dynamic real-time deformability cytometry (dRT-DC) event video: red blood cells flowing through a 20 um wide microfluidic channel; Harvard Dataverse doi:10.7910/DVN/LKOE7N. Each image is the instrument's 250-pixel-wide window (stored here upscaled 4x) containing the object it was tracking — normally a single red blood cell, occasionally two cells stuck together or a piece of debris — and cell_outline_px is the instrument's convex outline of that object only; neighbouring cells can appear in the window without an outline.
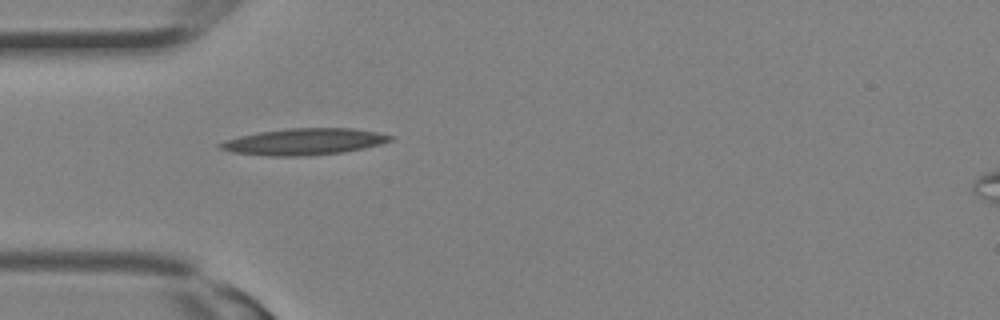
{"species": "Egyptian fruit bat (a non-hibernating species)", "species_latin": "Rousettus aegyptiacus", "temperature_condition": "room temperature", "stored_images_in_passage": 1, "camera_frame_rate_fps": 3000, "um_per_image_px": 0.085, "animal": {"sex": "female"}, "frame": {"image": 1, "passage_image": 1, "time_ms": 0.0, "image_size_px": [1000, 320], "cell_outline_px": [[396, 136], [392, 140], [380, 144], [364, 148], [344, 152], [304, 156], [268, 156], [232, 152], [220, 148], [216, 144], [224, 140], [240, 136], [260, 132], [288, 128], [352, 128], [376, 132]], "centroid_in_image_um": [25.85, 12.04], "position_along_channel_um": 59.1, "area_um2": 26.3}}